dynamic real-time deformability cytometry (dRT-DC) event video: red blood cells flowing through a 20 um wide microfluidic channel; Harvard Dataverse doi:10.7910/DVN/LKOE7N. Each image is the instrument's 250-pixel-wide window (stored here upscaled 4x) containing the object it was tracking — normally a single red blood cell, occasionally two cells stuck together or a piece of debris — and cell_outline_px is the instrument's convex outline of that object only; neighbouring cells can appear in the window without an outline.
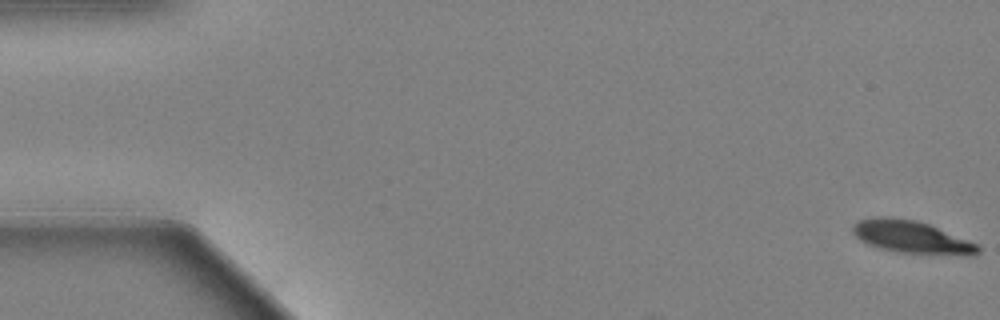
{"species": "Egyptian fruit bat (a non-hibernating species)", "species_latin": "Rousettus aegyptiacus", "temperature_condition": "warm", "stored_images_in_passage": 60, "camera_frame_rate_fps": 3000, "um_per_image_px": 0.085, "animal": {"sex": "female"}, "frame": {"image": 1, "passage_image": 1, "time_ms": 0.0, "image_size_px": [1000, 320], "cell_outline_px": [[980, 252], [900, 252], [880, 248], [868, 244], [860, 240], [852, 232], [852, 224], [860, 220], [872, 216], [892, 216], [916, 220], [928, 224], [980, 244]], "centroid_in_image_um": [77.33, 20.07], "position_along_channel_um": 7.7, "area_um2": 22.83}}
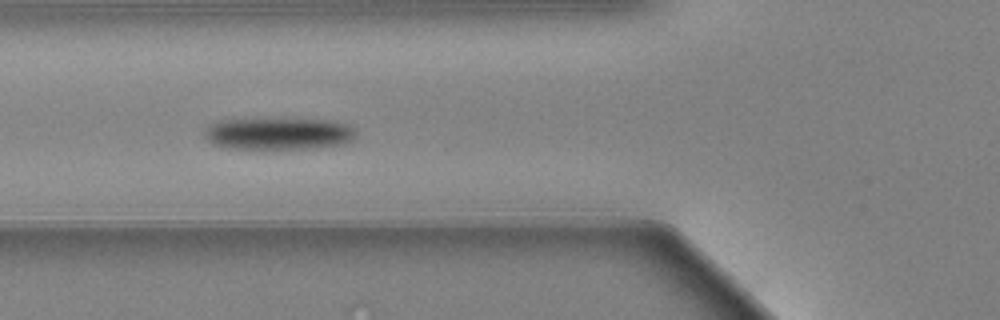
{"frame": {"image": 2, "passage_image": 23, "time_ms": 7.333, "image_size_px": [1000, 320], "cell_outline_px": [[356, 136], [352, 140], [344, 144], [316, 148], [264, 152], [228, 148], [212, 144], [204, 136], [204, 132], [208, 124], [220, 120], [332, 120], [348, 124], [356, 132]], "centroid_in_image_um": [23.65, 11.43], "position_along_channel_um": 102.2, "area_um2": 29.19}}
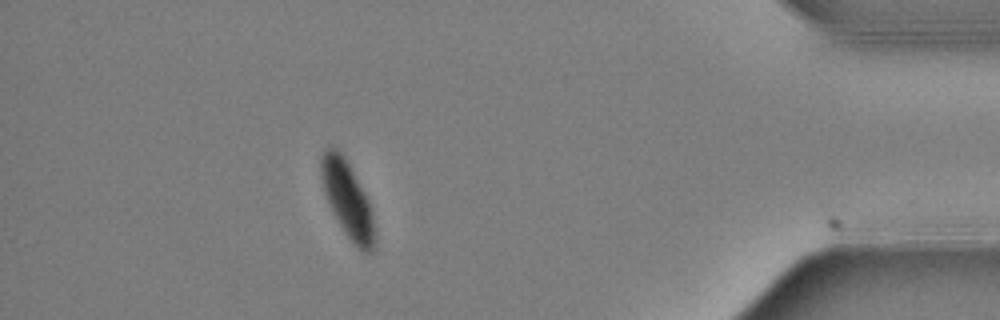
{"frame": {"image": 3, "passage_image": 54, "time_ms": 17.667, "image_size_px": [1000, 320], "cell_outline_px": [[376, 240], [372, 252], [360, 252], [352, 244], [344, 232], [332, 212], [324, 192], [320, 176], [320, 156], [328, 148], [336, 148], [344, 156], [368, 196], [372, 208]], "centroid_in_image_um": [29.56, 17.0], "position_along_channel_um": 405.6, "area_um2": 24.33}, "authors_computed_cell_mechanics": {"area_um2": 26.588, "velocity_mm_per_s": 3.4012, "shape_relaxation_time_tau1_ms": 2.8174, "shape_relaxation_time_tau2_ms": null, "deformation_change_tau1": 0.1613, "deformation_change_tau2": null}}